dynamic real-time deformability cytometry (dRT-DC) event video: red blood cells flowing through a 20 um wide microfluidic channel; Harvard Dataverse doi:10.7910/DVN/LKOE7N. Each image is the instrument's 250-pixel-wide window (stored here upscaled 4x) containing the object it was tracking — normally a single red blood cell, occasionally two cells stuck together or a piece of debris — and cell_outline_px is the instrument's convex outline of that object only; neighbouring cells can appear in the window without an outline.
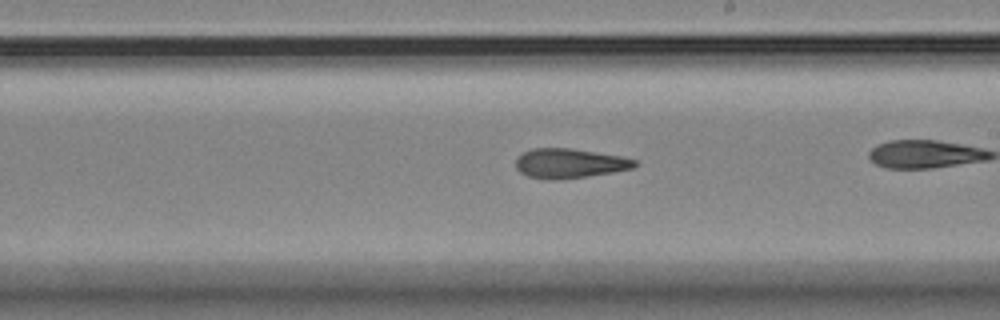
{"species": "Egyptian fruit bat (a non-hibernating species)", "species_latin": "Rousettus aegyptiacus", "temperature_condition": "room temperature", "stored_images_in_passage": 43, "camera_frame_rate_fps": 3000, "um_per_image_px": 0.085, "animal": {"sex": "female"}, "frame": {"image": 1, "passage_image": 31, "time_ms": 10.0, "image_size_px": [1000, 320], "cell_outline_px": [[640, 164], [632, 168], [612, 172], [588, 176], [560, 180], [544, 180], [528, 176], [520, 172], [516, 168], [516, 160], [524, 152], [532, 148], [568, 148], [620, 156], [636, 160]], "centroid_in_image_um": [48.4, 13.9], "position_along_channel_um": 240.6, "area_um2": 20.46}}